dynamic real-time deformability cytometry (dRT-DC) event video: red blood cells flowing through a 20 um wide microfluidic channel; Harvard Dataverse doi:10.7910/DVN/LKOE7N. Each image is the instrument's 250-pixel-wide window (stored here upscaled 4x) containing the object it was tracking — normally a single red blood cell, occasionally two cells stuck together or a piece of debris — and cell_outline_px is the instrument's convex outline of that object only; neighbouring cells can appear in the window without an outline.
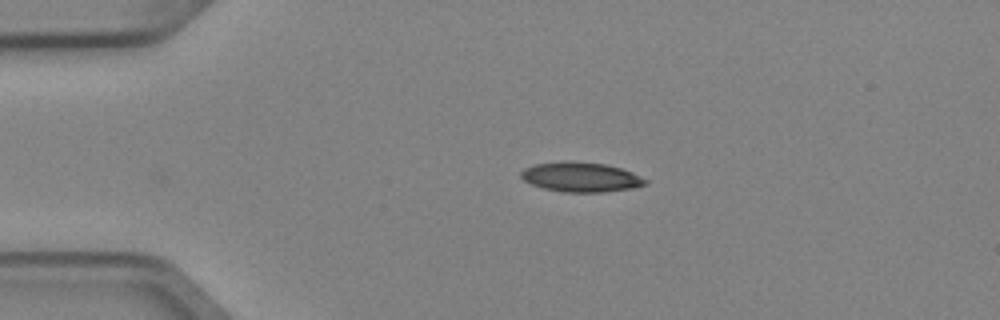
{"species": "Egyptian fruit bat (a non-hibernating species)", "species_latin": "Rousettus aegyptiacus", "temperature_condition": "cold", "stored_images_in_passage": 2, "camera_frame_rate_fps": 3000, "um_per_image_px": 0.085, "animal": {"sex": "female"}, "frame": {"image": 1, "passage_image": 1, "time_ms": 0.0, "image_size_px": [1000, 320], "cell_outline_px": [[648, 184], [632, 188], [604, 192], [564, 192], [544, 188], [532, 184], [524, 180], [520, 176], [520, 172], [524, 168], [536, 164], [564, 160], [568, 160], [604, 164], [620, 168], [632, 172], [648, 180]], "centroid_in_image_um": [49.37, 15.04], "position_along_channel_um": 35.6, "area_um2": 21.56}}